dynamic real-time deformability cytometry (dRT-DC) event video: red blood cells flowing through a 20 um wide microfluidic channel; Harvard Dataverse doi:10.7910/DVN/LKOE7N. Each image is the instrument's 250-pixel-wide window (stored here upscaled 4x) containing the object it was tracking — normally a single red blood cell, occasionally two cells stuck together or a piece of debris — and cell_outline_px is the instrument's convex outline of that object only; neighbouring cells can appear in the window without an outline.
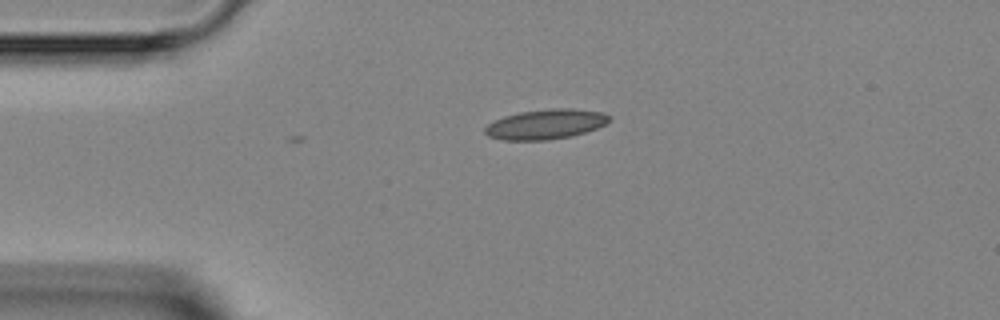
{"species": "Egyptian fruit bat (a non-hibernating species)", "species_latin": "Rousettus aegyptiacus", "temperature_condition": "room temperature", "stored_images_in_passage": 3, "camera_frame_rate_fps": 3000, "um_per_image_px": 0.085, "animal": {"sex": "female"}, "frame": {"image": 1, "passage_image": 2, "time_ms": 1.333, "image_size_px": [1000, 320], "cell_outline_px": [[608, 120], [604, 124], [596, 128], [572, 136], [548, 140], [504, 140], [488, 136], [484, 132], [484, 128], [492, 120], [504, 116], [520, 112], [552, 108], [572, 108], [604, 112], [608, 116]], "centroid_in_image_um": [46.33, 10.55], "position_along_channel_um": 38.7, "area_um2": 21.62}}